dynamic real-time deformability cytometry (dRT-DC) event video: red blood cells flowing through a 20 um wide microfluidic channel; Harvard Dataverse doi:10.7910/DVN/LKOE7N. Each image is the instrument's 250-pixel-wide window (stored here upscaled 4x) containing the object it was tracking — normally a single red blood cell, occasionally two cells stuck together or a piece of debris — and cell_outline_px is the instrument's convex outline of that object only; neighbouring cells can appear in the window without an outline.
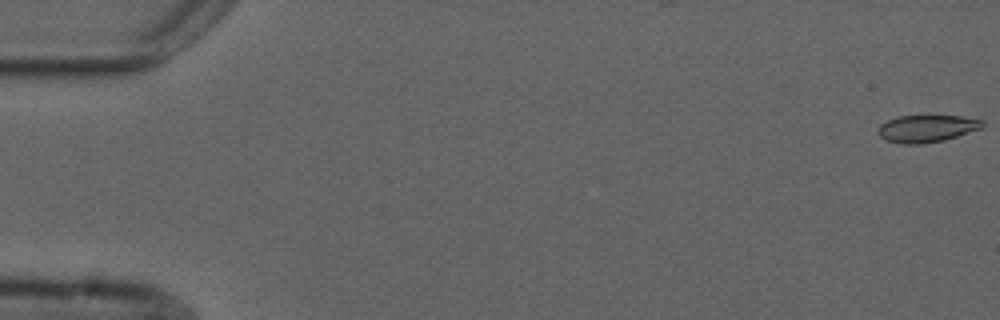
{"species": "common noctule bat (a hibernating species)", "species_latin": "Nyctalus noctula", "temperature_condition": "cold", "stored_images_in_passage": 12, "camera_frame_rate_fps": 3000, "um_per_image_px": 0.085, "animal": {"sex": "male", "forearm_length_mm": 52.5}, "frame": {"image": 1, "passage_image": 1, "time_ms": 0.0, "image_size_px": [1000, 320], "cell_outline_px": [[984, 124], [980, 128], [944, 140], [920, 144], [904, 144], [888, 140], [880, 136], [876, 132], [876, 128], [880, 124], [888, 120], [900, 116], [964, 116], [984, 120]], "centroid_in_image_um": [78.75, 10.92], "position_along_channel_um": 6.3, "area_um2": 16.42}}